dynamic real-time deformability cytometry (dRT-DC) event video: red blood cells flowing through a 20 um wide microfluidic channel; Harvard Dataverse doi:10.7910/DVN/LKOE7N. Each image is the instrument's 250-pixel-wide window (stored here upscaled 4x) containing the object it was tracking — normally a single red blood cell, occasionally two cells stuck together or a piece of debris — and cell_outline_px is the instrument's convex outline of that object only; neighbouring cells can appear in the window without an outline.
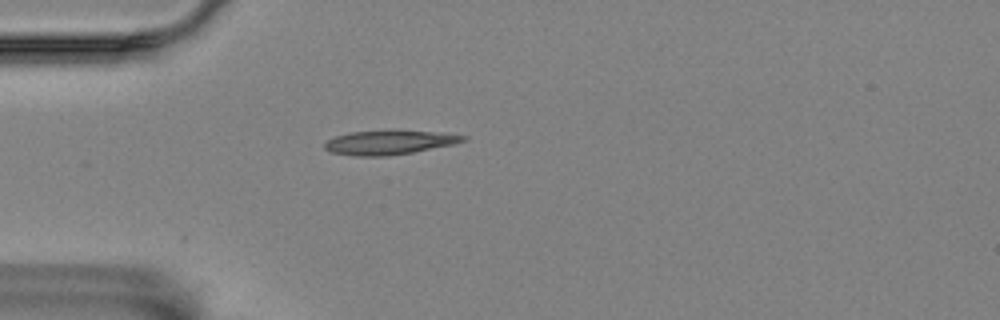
{"species": "Egyptian fruit bat (a non-hibernating species)", "species_latin": "Rousettus aegyptiacus", "temperature_condition": "room temperature", "stored_images_in_passage": 1, "camera_frame_rate_fps": 3000, "um_per_image_px": 0.085, "animal": {"sex": "female"}, "frame": {"image": 1, "passage_image": 1, "time_ms": 0.0, "image_size_px": [1000, 320], "cell_outline_px": [[468, 140], [456, 144], [412, 152], [388, 156], [352, 156], [332, 152], [324, 148], [324, 144], [328, 140], [336, 136], [352, 132], [392, 128], [432, 132], [468, 136]], "centroid_in_image_um": [33.11, 12.08], "position_along_channel_um": 51.9, "area_um2": 20.0}}